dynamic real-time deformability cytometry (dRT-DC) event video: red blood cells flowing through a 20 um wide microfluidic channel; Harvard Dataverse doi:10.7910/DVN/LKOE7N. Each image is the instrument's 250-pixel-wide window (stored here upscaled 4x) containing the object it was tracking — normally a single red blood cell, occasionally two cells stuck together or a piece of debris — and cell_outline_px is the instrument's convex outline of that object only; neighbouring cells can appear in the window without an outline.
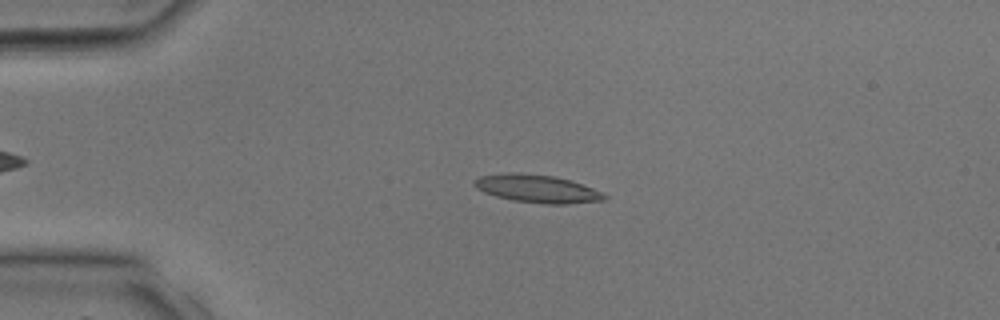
{"species": "common noctule bat (a hibernating species)", "species_latin": "Nyctalus noctula", "temperature_condition": "room temperature", "stored_images_in_passage": 35, "camera_frame_rate_fps": 3000, "um_per_image_px": 0.085, "animal": {"sex": "male", "body_mass_g": 17.9, "forearm_length_mm": 54.2}, "frame": {"image": 1, "passage_image": 9, "time_ms": 2.667, "image_size_px": [1000, 320], "cell_outline_px": [[608, 200], [568, 204], [544, 204], [512, 200], [496, 196], [484, 192], [476, 188], [472, 184], [480, 176], [508, 172], [520, 172], [552, 176], [568, 180], [604, 192], [608, 196]], "centroid_in_image_um": [45.68, 16.05], "position_along_channel_um": 39.3, "area_um2": 21.21}}
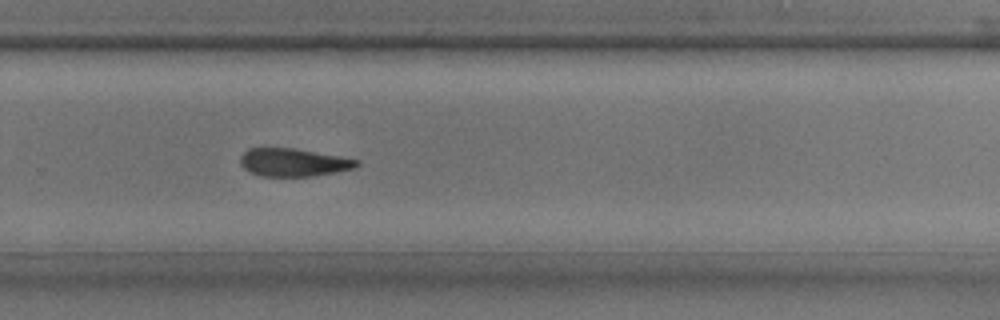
{"frame": {"image": 2, "passage_image": 24, "time_ms": 7.667, "image_size_px": [1000, 320], "cell_outline_px": [[360, 164], [352, 168], [312, 176], [260, 176], [248, 172], [240, 164], [240, 156], [248, 148], [292, 148], [340, 156], [360, 160]], "centroid_in_image_um": [24.89, 13.8], "position_along_channel_um": 304.9, "area_um2": 18.84}}
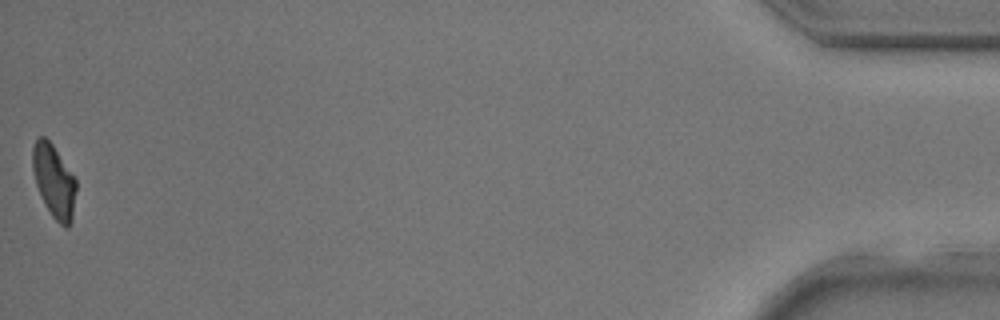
{"frame": {"image": 3, "passage_image": 35, "time_ms": 11.333, "image_size_px": [1000, 320], "cell_outline_px": [[76, 192], [72, 220], [68, 228], [64, 228], [52, 216], [36, 184], [32, 168], [32, 148], [36, 136], [44, 136], [52, 144], [76, 180]], "centroid_in_image_um": [4.58, 15.38], "position_along_channel_um": 430.6, "area_um2": 18.32}}